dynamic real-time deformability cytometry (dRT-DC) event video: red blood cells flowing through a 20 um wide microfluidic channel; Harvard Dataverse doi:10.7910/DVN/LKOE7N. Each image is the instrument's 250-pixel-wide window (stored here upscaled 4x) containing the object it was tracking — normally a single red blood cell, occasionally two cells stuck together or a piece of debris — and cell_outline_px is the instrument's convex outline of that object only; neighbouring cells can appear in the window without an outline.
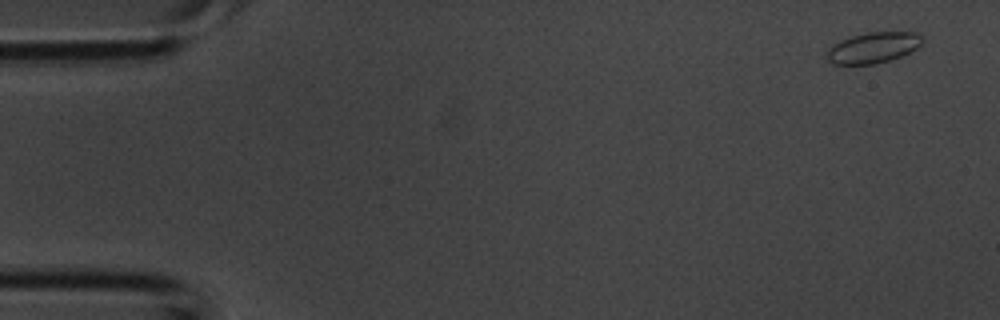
{"species": "common noctule bat (a hibernating species)", "species_latin": "Nyctalus noctula", "temperature_condition": "room temperature", "stored_images_in_passage": 5, "camera_frame_rate_fps": 3000, "um_per_image_px": 0.085, "animal": {"sex": "male", "body_mass_g": 20.1, "forearm_length_mm": 53.5}, "frame": {"image": 1, "passage_image": 1, "time_ms": 0.0, "image_size_px": [1000, 320], "cell_outline_px": [[924, 40], [916, 48], [900, 56], [876, 64], [832, 64], [828, 60], [828, 48], [840, 40], [864, 32], [916, 32], [924, 36]], "centroid_in_image_um": [74.23, 4.03], "position_along_channel_um": 10.8, "area_um2": 17.05}}
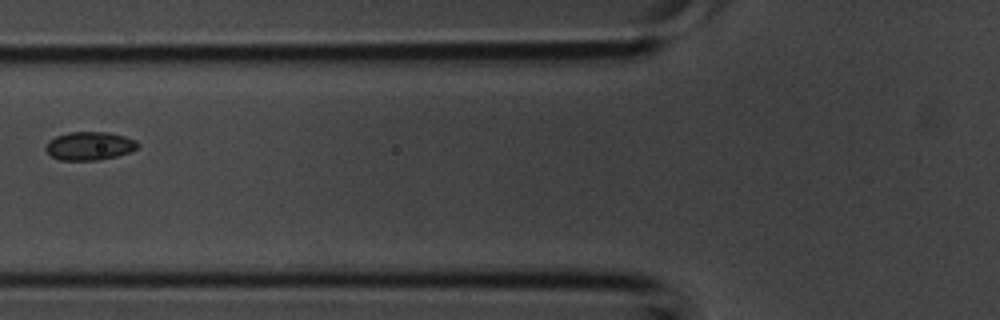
{"frame": {"image": 2, "passage_image": 5, "time_ms": 1.333, "image_size_px": [1000, 320], "cell_outline_px": [[140, 144], [136, 148], [128, 152], [116, 156], [96, 160], [60, 160], [52, 156], [44, 148], [48, 140], [56, 136], [68, 132], [108, 132], [124, 136], [136, 140]], "centroid_in_image_um": [7.58, 12.39], "position_along_channel_um": 118.2, "area_um2": 15.14}}